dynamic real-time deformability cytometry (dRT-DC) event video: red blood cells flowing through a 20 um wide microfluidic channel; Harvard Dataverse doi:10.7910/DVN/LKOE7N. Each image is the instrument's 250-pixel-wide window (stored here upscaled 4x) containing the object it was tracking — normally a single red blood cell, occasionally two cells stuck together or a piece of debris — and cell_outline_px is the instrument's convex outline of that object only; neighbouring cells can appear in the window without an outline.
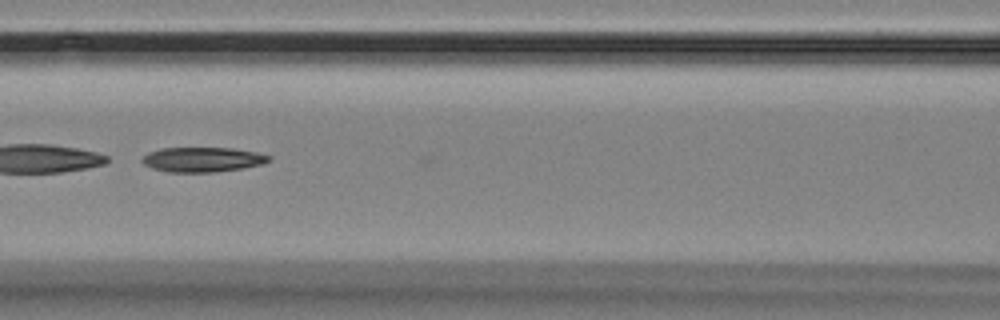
{"species": "Egyptian fruit bat (a non-hibernating species)", "species_latin": "Rousettus aegyptiacus", "temperature_condition": "room temperature", "stored_images_in_passage": 17, "camera_frame_rate_fps": 3000, "um_per_image_px": 0.085, "animal": {"sex": "female"}, "frame": {"image": 1, "passage_image": 8, "time_ms": 8.0, "image_size_px": [1000, 320], "cell_outline_px": [[272, 160], [260, 164], [240, 168], [212, 172], [168, 172], [152, 168], [144, 164], [140, 160], [148, 152], [160, 148], [232, 148], [256, 152], [272, 156]], "centroid_in_image_um": [17.19, 13.55], "position_along_channel_um": 149.4, "area_um2": 18.21}}
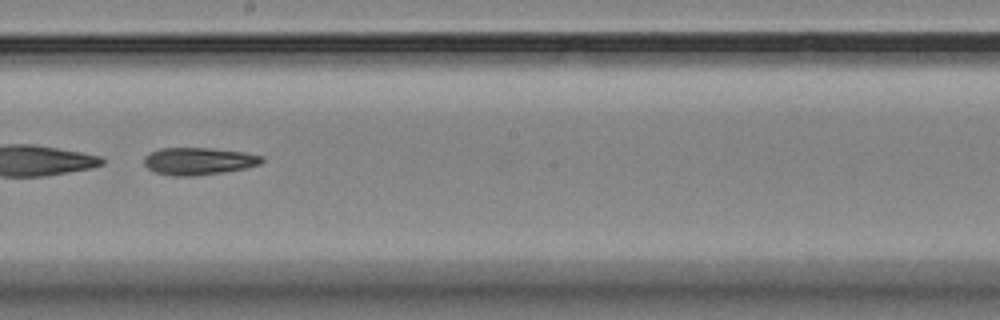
{"frame": {"image": 2, "passage_image": 10, "time_ms": 10.333, "image_size_px": [1000, 320], "cell_outline_px": [[264, 160], [260, 164], [244, 168], [220, 172], [192, 176], [172, 176], [152, 172], [144, 164], [144, 156], [160, 148], [208, 148], [244, 152], [264, 156]], "centroid_in_image_um": [16.85, 13.7], "position_along_channel_um": 231.3, "area_um2": 18.67}}
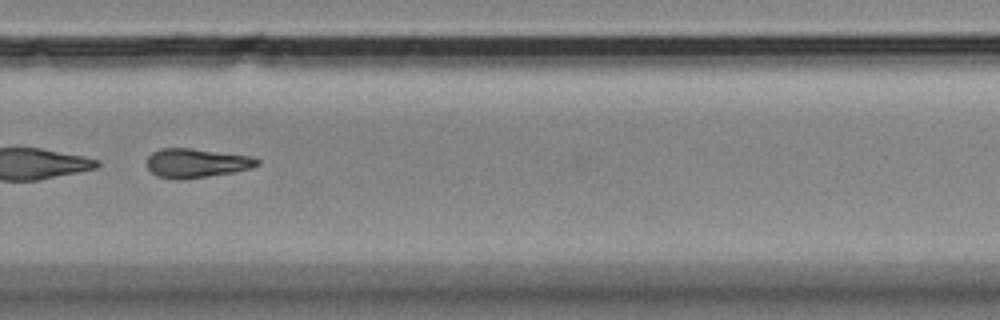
{"frame": {"image": 3, "passage_image": 12, "time_ms": 12.667, "image_size_px": [1000, 320], "cell_outline_px": [[260, 164], [252, 168], [232, 172], [208, 176], [180, 180], [160, 176], [152, 172], [144, 164], [148, 156], [152, 152], [160, 148], [192, 148], [252, 156], [260, 160]], "centroid_in_image_um": [16.69, 13.84], "position_along_channel_um": 313.1, "area_um2": 18.84}}